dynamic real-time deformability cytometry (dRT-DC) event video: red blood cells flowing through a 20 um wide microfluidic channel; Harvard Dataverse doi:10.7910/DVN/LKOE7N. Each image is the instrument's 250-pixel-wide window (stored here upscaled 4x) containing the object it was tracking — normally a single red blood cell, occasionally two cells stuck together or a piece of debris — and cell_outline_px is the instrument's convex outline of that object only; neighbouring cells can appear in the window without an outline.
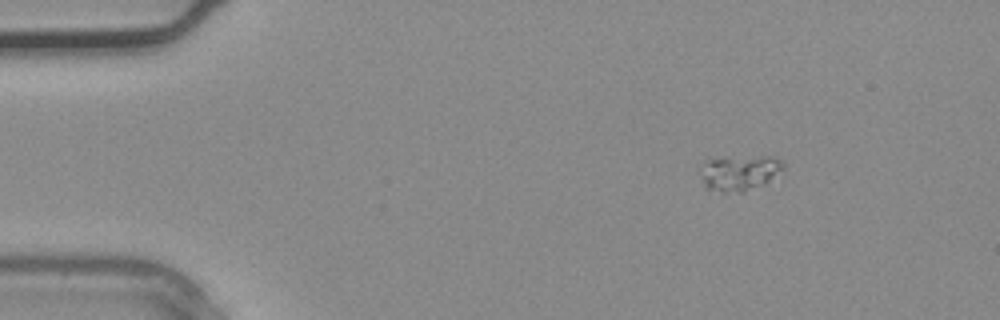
{"species": "common noctule bat (a hibernating species)", "species_latin": "Nyctalus noctula", "temperature_condition": "warm", "stored_images_in_passage": 3, "camera_frame_rate_fps": 3000, "um_per_image_px": 0.085, "animal": {"sex": "male", "body_mass_g": 20.4}, "frame": {"image": 1, "passage_image": 1, "time_ms": 0.0, "image_size_px": [1000, 320], "cell_outline_px": [[784, 168], [768, 180], [744, 192], [720, 192], [704, 188], [700, 164], [704, 160], [760, 156], [776, 156], [784, 160]], "centroid_in_image_um": [62.83, 14.68], "position_along_channel_um": 22.2, "area_um2": 16.94}}
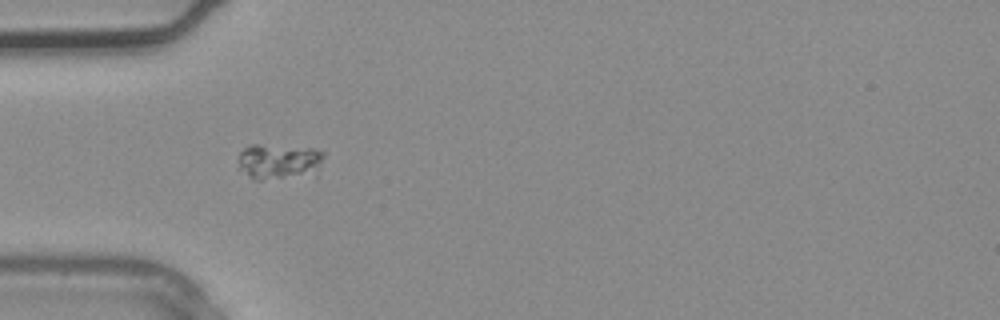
{"frame": {"image": 2, "passage_image": 2, "time_ms": 0.333, "image_size_px": [1000, 320], "cell_outline_px": [[324, 156], [320, 164], [300, 172], [260, 180], [252, 180], [236, 168], [236, 156], [244, 148], [252, 144], [256, 144], [312, 148], [324, 152]], "centroid_in_image_um": [23.46, 13.65], "position_along_channel_um": 61.5, "area_um2": 16.82}}
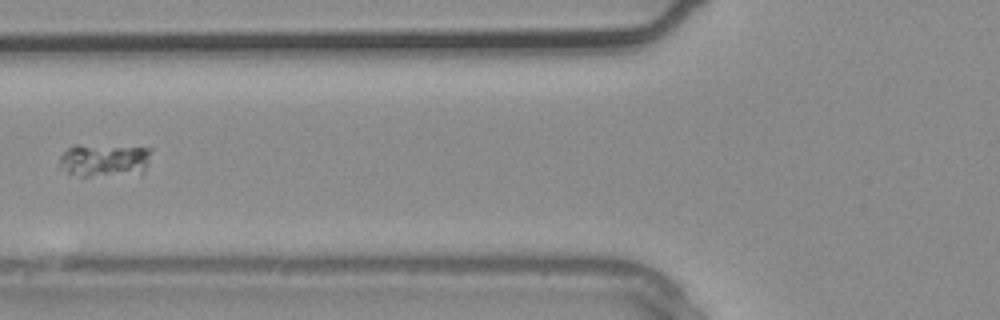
{"frame": {"image": 3, "passage_image": 3, "time_ms": 0.667, "image_size_px": [1000, 320], "cell_outline_px": [[152, 152], [148, 164], [144, 172], [88, 176], [80, 176], [68, 172], [60, 168], [60, 156], [72, 144], [76, 144], [152, 148]], "centroid_in_image_um": [8.87, 13.59], "position_along_channel_um": 116.9, "area_um2": 17.57}}